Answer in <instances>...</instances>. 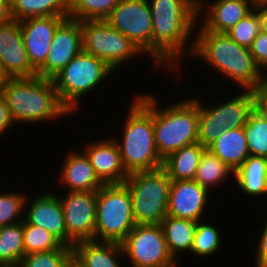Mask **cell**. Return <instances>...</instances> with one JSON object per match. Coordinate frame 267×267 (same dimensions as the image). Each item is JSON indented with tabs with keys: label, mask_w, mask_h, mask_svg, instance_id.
Returning a JSON list of instances; mask_svg holds the SVG:
<instances>
[{
	"label": "cell",
	"mask_w": 267,
	"mask_h": 267,
	"mask_svg": "<svg viewBox=\"0 0 267 267\" xmlns=\"http://www.w3.org/2000/svg\"><path fill=\"white\" fill-rule=\"evenodd\" d=\"M148 3L152 41L143 54L153 61L156 69L178 74L184 56H191L193 51L198 0H148Z\"/></svg>",
	"instance_id": "6da1fadb"
},
{
	"label": "cell",
	"mask_w": 267,
	"mask_h": 267,
	"mask_svg": "<svg viewBox=\"0 0 267 267\" xmlns=\"http://www.w3.org/2000/svg\"><path fill=\"white\" fill-rule=\"evenodd\" d=\"M127 111L124 126L120 128L121 136H117L120 138H113L124 170L129 175L163 167L154 137V94H136Z\"/></svg>",
	"instance_id": "7a4b0ae2"
},
{
	"label": "cell",
	"mask_w": 267,
	"mask_h": 267,
	"mask_svg": "<svg viewBox=\"0 0 267 267\" xmlns=\"http://www.w3.org/2000/svg\"><path fill=\"white\" fill-rule=\"evenodd\" d=\"M195 27L190 57L200 58L202 63L206 62L217 71L216 74L231 80L240 90L255 91L262 84V71L255 64L249 48L240 46L226 33L205 30L198 22Z\"/></svg>",
	"instance_id": "3957f363"
},
{
	"label": "cell",
	"mask_w": 267,
	"mask_h": 267,
	"mask_svg": "<svg viewBox=\"0 0 267 267\" xmlns=\"http://www.w3.org/2000/svg\"><path fill=\"white\" fill-rule=\"evenodd\" d=\"M15 124L34 125L57 122L72 116L61 104L52 79L34 77L9 78L1 92Z\"/></svg>",
	"instance_id": "277c9868"
},
{
	"label": "cell",
	"mask_w": 267,
	"mask_h": 267,
	"mask_svg": "<svg viewBox=\"0 0 267 267\" xmlns=\"http://www.w3.org/2000/svg\"><path fill=\"white\" fill-rule=\"evenodd\" d=\"M154 95V137L162 159L182 147L198 143V97L180 99L164 108Z\"/></svg>",
	"instance_id": "5b68a950"
},
{
	"label": "cell",
	"mask_w": 267,
	"mask_h": 267,
	"mask_svg": "<svg viewBox=\"0 0 267 267\" xmlns=\"http://www.w3.org/2000/svg\"><path fill=\"white\" fill-rule=\"evenodd\" d=\"M114 72L102 59L82 51L52 81L61 104L75 115L85 95L103 85Z\"/></svg>",
	"instance_id": "8992f818"
},
{
	"label": "cell",
	"mask_w": 267,
	"mask_h": 267,
	"mask_svg": "<svg viewBox=\"0 0 267 267\" xmlns=\"http://www.w3.org/2000/svg\"><path fill=\"white\" fill-rule=\"evenodd\" d=\"M171 183L163 167L128 175L124 184L130 192L136 225L160 224L167 216Z\"/></svg>",
	"instance_id": "52a82bcc"
},
{
	"label": "cell",
	"mask_w": 267,
	"mask_h": 267,
	"mask_svg": "<svg viewBox=\"0 0 267 267\" xmlns=\"http://www.w3.org/2000/svg\"><path fill=\"white\" fill-rule=\"evenodd\" d=\"M135 225L127 186L104 184L97 191L95 241L121 243Z\"/></svg>",
	"instance_id": "ba28073f"
},
{
	"label": "cell",
	"mask_w": 267,
	"mask_h": 267,
	"mask_svg": "<svg viewBox=\"0 0 267 267\" xmlns=\"http://www.w3.org/2000/svg\"><path fill=\"white\" fill-rule=\"evenodd\" d=\"M82 49L102 59L115 72L143 53L120 31L105 20L81 21Z\"/></svg>",
	"instance_id": "9c48e42d"
},
{
	"label": "cell",
	"mask_w": 267,
	"mask_h": 267,
	"mask_svg": "<svg viewBox=\"0 0 267 267\" xmlns=\"http://www.w3.org/2000/svg\"><path fill=\"white\" fill-rule=\"evenodd\" d=\"M121 245L131 266L179 267L169 253L160 224L135 225Z\"/></svg>",
	"instance_id": "30bf717a"
},
{
	"label": "cell",
	"mask_w": 267,
	"mask_h": 267,
	"mask_svg": "<svg viewBox=\"0 0 267 267\" xmlns=\"http://www.w3.org/2000/svg\"><path fill=\"white\" fill-rule=\"evenodd\" d=\"M129 38L143 53L152 41V15L148 0H120L104 19Z\"/></svg>",
	"instance_id": "8fae6325"
},
{
	"label": "cell",
	"mask_w": 267,
	"mask_h": 267,
	"mask_svg": "<svg viewBox=\"0 0 267 267\" xmlns=\"http://www.w3.org/2000/svg\"><path fill=\"white\" fill-rule=\"evenodd\" d=\"M59 199L68 234V247L95 240L97 191L65 192Z\"/></svg>",
	"instance_id": "7c38bea8"
},
{
	"label": "cell",
	"mask_w": 267,
	"mask_h": 267,
	"mask_svg": "<svg viewBox=\"0 0 267 267\" xmlns=\"http://www.w3.org/2000/svg\"><path fill=\"white\" fill-rule=\"evenodd\" d=\"M82 51L81 21L67 17L58 25L37 76L52 79Z\"/></svg>",
	"instance_id": "4fadbf2b"
},
{
	"label": "cell",
	"mask_w": 267,
	"mask_h": 267,
	"mask_svg": "<svg viewBox=\"0 0 267 267\" xmlns=\"http://www.w3.org/2000/svg\"><path fill=\"white\" fill-rule=\"evenodd\" d=\"M208 1V2H207ZM198 0V24L214 33H226L254 10L253 0ZM203 15V16H202ZM201 18V19H200Z\"/></svg>",
	"instance_id": "5bb4252c"
},
{
	"label": "cell",
	"mask_w": 267,
	"mask_h": 267,
	"mask_svg": "<svg viewBox=\"0 0 267 267\" xmlns=\"http://www.w3.org/2000/svg\"><path fill=\"white\" fill-rule=\"evenodd\" d=\"M56 194L58 193L44 191V193L35 196L33 200H30L29 195H27L24 206V220L29 224L41 226L49 231L62 245L68 246L64 213L60 199Z\"/></svg>",
	"instance_id": "9a60e30c"
},
{
	"label": "cell",
	"mask_w": 267,
	"mask_h": 267,
	"mask_svg": "<svg viewBox=\"0 0 267 267\" xmlns=\"http://www.w3.org/2000/svg\"><path fill=\"white\" fill-rule=\"evenodd\" d=\"M209 194L212 193L194 180L172 181L167 215L196 222L203 220L212 196Z\"/></svg>",
	"instance_id": "2e32d148"
},
{
	"label": "cell",
	"mask_w": 267,
	"mask_h": 267,
	"mask_svg": "<svg viewBox=\"0 0 267 267\" xmlns=\"http://www.w3.org/2000/svg\"><path fill=\"white\" fill-rule=\"evenodd\" d=\"M0 62L9 78L37 76L29 62L17 20L0 24Z\"/></svg>",
	"instance_id": "e0dca14e"
},
{
	"label": "cell",
	"mask_w": 267,
	"mask_h": 267,
	"mask_svg": "<svg viewBox=\"0 0 267 267\" xmlns=\"http://www.w3.org/2000/svg\"><path fill=\"white\" fill-rule=\"evenodd\" d=\"M65 18L40 16L19 21L29 62L36 71L45 63L54 33Z\"/></svg>",
	"instance_id": "ac0fdd59"
},
{
	"label": "cell",
	"mask_w": 267,
	"mask_h": 267,
	"mask_svg": "<svg viewBox=\"0 0 267 267\" xmlns=\"http://www.w3.org/2000/svg\"><path fill=\"white\" fill-rule=\"evenodd\" d=\"M111 137L90 141L83 152L103 184H121L126 181L128 174L122 165L119 147Z\"/></svg>",
	"instance_id": "d6986e66"
},
{
	"label": "cell",
	"mask_w": 267,
	"mask_h": 267,
	"mask_svg": "<svg viewBox=\"0 0 267 267\" xmlns=\"http://www.w3.org/2000/svg\"><path fill=\"white\" fill-rule=\"evenodd\" d=\"M71 150L63 157V166L58 171L60 187L67 188L66 192L98 191L104 184L95 174L89 158L83 150Z\"/></svg>",
	"instance_id": "ffe728a7"
},
{
	"label": "cell",
	"mask_w": 267,
	"mask_h": 267,
	"mask_svg": "<svg viewBox=\"0 0 267 267\" xmlns=\"http://www.w3.org/2000/svg\"><path fill=\"white\" fill-rule=\"evenodd\" d=\"M121 243L105 241H80L74 244L73 259L81 267H123Z\"/></svg>",
	"instance_id": "44dd1931"
},
{
	"label": "cell",
	"mask_w": 267,
	"mask_h": 267,
	"mask_svg": "<svg viewBox=\"0 0 267 267\" xmlns=\"http://www.w3.org/2000/svg\"><path fill=\"white\" fill-rule=\"evenodd\" d=\"M206 149L216 155L234 172L250 156L244 127L227 129Z\"/></svg>",
	"instance_id": "7402d4cb"
},
{
	"label": "cell",
	"mask_w": 267,
	"mask_h": 267,
	"mask_svg": "<svg viewBox=\"0 0 267 267\" xmlns=\"http://www.w3.org/2000/svg\"><path fill=\"white\" fill-rule=\"evenodd\" d=\"M233 182L241 194L263 198L267 195V158L249 156L234 172Z\"/></svg>",
	"instance_id": "603a6c76"
},
{
	"label": "cell",
	"mask_w": 267,
	"mask_h": 267,
	"mask_svg": "<svg viewBox=\"0 0 267 267\" xmlns=\"http://www.w3.org/2000/svg\"><path fill=\"white\" fill-rule=\"evenodd\" d=\"M198 222L167 215L160 223L170 255L178 263L181 253H191Z\"/></svg>",
	"instance_id": "cb8c5ba5"
},
{
	"label": "cell",
	"mask_w": 267,
	"mask_h": 267,
	"mask_svg": "<svg viewBox=\"0 0 267 267\" xmlns=\"http://www.w3.org/2000/svg\"><path fill=\"white\" fill-rule=\"evenodd\" d=\"M205 149L200 143L182 147L163 159V168L172 181L194 180Z\"/></svg>",
	"instance_id": "d4e9b609"
},
{
	"label": "cell",
	"mask_w": 267,
	"mask_h": 267,
	"mask_svg": "<svg viewBox=\"0 0 267 267\" xmlns=\"http://www.w3.org/2000/svg\"><path fill=\"white\" fill-rule=\"evenodd\" d=\"M14 20L30 17H69V0H10Z\"/></svg>",
	"instance_id": "484cf974"
},
{
	"label": "cell",
	"mask_w": 267,
	"mask_h": 267,
	"mask_svg": "<svg viewBox=\"0 0 267 267\" xmlns=\"http://www.w3.org/2000/svg\"><path fill=\"white\" fill-rule=\"evenodd\" d=\"M234 180V171L223 163L216 155L205 149L200 159L194 181L199 183L209 192L213 188L225 185L229 179ZM228 180V181H227Z\"/></svg>",
	"instance_id": "4316f807"
},
{
	"label": "cell",
	"mask_w": 267,
	"mask_h": 267,
	"mask_svg": "<svg viewBox=\"0 0 267 267\" xmlns=\"http://www.w3.org/2000/svg\"><path fill=\"white\" fill-rule=\"evenodd\" d=\"M213 104H208V107L202 103L200 96L198 98V143L205 148L227 130V122L222 118V106Z\"/></svg>",
	"instance_id": "83f0119b"
},
{
	"label": "cell",
	"mask_w": 267,
	"mask_h": 267,
	"mask_svg": "<svg viewBox=\"0 0 267 267\" xmlns=\"http://www.w3.org/2000/svg\"><path fill=\"white\" fill-rule=\"evenodd\" d=\"M235 93L237 95L232 97L231 94V99L225 98L224 102H218L222 106V118L224 122H227V129L244 127L253 111L254 91L241 90Z\"/></svg>",
	"instance_id": "f1b7e54d"
},
{
	"label": "cell",
	"mask_w": 267,
	"mask_h": 267,
	"mask_svg": "<svg viewBox=\"0 0 267 267\" xmlns=\"http://www.w3.org/2000/svg\"><path fill=\"white\" fill-rule=\"evenodd\" d=\"M24 256L23 221L0 227V265H19Z\"/></svg>",
	"instance_id": "f546056e"
},
{
	"label": "cell",
	"mask_w": 267,
	"mask_h": 267,
	"mask_svg": "<svg viewBox=\"0 0 267 267\" xmlns=\"http://www.w3.org/2000/svg\"><path fill=\"white\" fill-rule=\"evenodd\" d=\"M222 237L215 224H210L209 220H199L193 238L191 253L200 258L212 257L221 247Z\"/></svg>",
	"instance_id": "4dcf8cb0"
},
{
	"label": "cell",
	"mask_w": 267,
	"mask_h": 267,
	"mask_svg": "<svg viewBox=\"0 0 267 267\" xmlns=\"http://www.w3.org/2000/svg\"><path fill=\"white\" fill-rule=\"evenodd\" d=\"M120 0H69V17L83 20H104Z\"/></svg>",
	"instance_id": "1f68e13d"
},
{
	"label": "cell",
	"mask_w": 267,
	"mask_h": 267,
	"mask_svg": "<svg viewBox=\"0 0 267 267\" xmlns=\"http://www.w3.org/2000/svg\"><path fill=\"white\" fill-rule=\"evenodd\" d=\"M73 248L61 245L58 249L25 254L19 267H68Z\"/></svg>",
	"instance_id": "d6a6232c"
},
{
	"label": "cell",
	"mask_w": 267,
	"mask_h": 267,
	"mask_svg": "<svg viewBox=\"0 0 267 267\" xmlns=\"http://www.w3.org/2000/svg\"><path fill=\"white\" fill-rule=\"evenodd\" d=\"M23 241L25 254L58 249L62 244L41 226L23 221Z\"/></svg>",
	"instance_id": "836d02e7"
},
{
	"label": "cell",
	"mask_w": 267,
	"mask_h": 267,
	"mask_svg": "<svg viewBox=\"0 0 267 267\" xmlns=\"http://www.w3.org/2000/svg\"><path fill=\"white\" fill-rule=\"evenodd\" d=\"M250 156L267 158V123L253 110L244 126Z\"/></svg>",
	"instance_id": "e575fe53"
},
{
	"label": "cell",
	"mask_w": 267,
	"mask_h": 267,
	"mask_svg": "<svg viewBox=\"0 0 267 267\" xmlns=\"http://www.w3.org/2000/svg\"><path fill=\"white\" fill-rule=\"evenodd\" d=\"M26 197L24 191L0 193V227L24 221Z\"/></svg>",
	"instance_id": "d590c367"
},
{
	"label": "cell",
	"mask_w": 267,
	"mask_h": 267,
	"mask_svg": "<svg viewBox=\"0 0 267 267\" xmlns=\"http://www.w3.org/2000/svg\"><path fill=\"white\" fill-rule=\"evenodd\" d=\"M260 33V20L253 10L245 18L238 21L226 34L240 46L250 48L256 36Z\"/></svg>",
	"instance_id": "8d00e7d4"
},
{
	"label": "cell",
	"mask_w": 267,
	"mask_h": 267,
	"mask_svg": "<svg viewBox=\"0 0 267 267\" xmlns=\"http://www.w3.org/2000/svg\"><path fill=\"white\" fill-rule=\"evenodd\" d=\"M250 49L255 64L263 71L267 68V34L260 31Z\"/></svg>",
	"instance_id": "74e56055"
},
{
	"label": "cell",
	"mask_w": 267,
	"mask_h": 267,
	"mask_svg": "<svg viewBox=\"0 0 267 267\" xmlns=\"http://www.w3.org/2000/svg\"><path fill=\"white\" fill-rule=\"evenodd\" d=\"M262 228L259 230L261 234L259 235L260 237L258 236L259 239H257L258 242H256L257 245L255 247V267H267V220L263 223Z\"/></svg>",
	"instance_id": "f35d334b"
},
{
	"label": "cell",
	"mask_w": 267,
	"mask_h": 267,
	"mask_svg": "<svg viewBox=\"0 0 267 267\" xmlns=\"http://www.w3.org/2000/svg\"><path fill=\"white\" fill-rule=\"evenodd\" d=\"M5 98L0 94V137L15 125ZM7 131V132H6Z\"/></svg>",
	"instance_id": "ab89813d"
},
{
	"label": "cell",
	"mask_w": 267,
	"mask_h": 267,
	"mask_svg": "<svg viewBox=\"0 0 267 267\" xmlns=\"http://www.w3.org/2000/svg\"><path fill=\"white\" fill-rule=\"evenodd\" d=\"M253 110H267V86L263 83L254 91Z\"/></svg>",
	"instance_id": "60d3db41"
},
{
	"label": "cell",
	"mask_w": 267,
	"mask_h": 267,
	"mask_svg": "<svg viewBox=\"0 0 267 267\" xmlns=\"http://www.w3.org/2000/svg\"><path fill=\"white\" fill-rule=\"evenodd\" d=\"M254 10L260 20V31L267 34V2L255 3Z\"/></svg>",
	"instance_id": "b9f144b4"
},
{
	"label": "cell",
	"mask_w": 267,
	"mask_h": 267,
	"mask_svg": "<svg viewBox=\"0 0 267 267\" xmlns=\"http://www.w3.org/2000/svg\"><path fill=\"white\" fill-rule=\"evenodd\" d=\"M13 20L10 0H0V24Z\"/></svg>",
	"instance_id": "7bdbcfd3"
},
{
	"label": "cell",
	"mask_w": 267,
	"mask_h": 267,
	"mask_svg": "<svg viewBox=\"0 0 267 267\" xmlns=\"http://www.w3.org/2000/svg\"><path fill=\"white\" fill-rule=\"evenodd\" d=\"M8 79H9V76L4 72L1 62H0V94Z\"/></svg>",
	"instance_id": "ee69618b"
},
{
	"label": "cell",
	"mask_w": 267,
	"mask_h": 267,
	"mask_svg": "<svg viewBox=\"0 0 267 267\" xmlns=\"http://www.w3.org/2000/svg\"><path fill=\"white\" fill-rule=\"evenodd\" d=\"M267 123V110H254Z\"/></svg>",
	"instance_id": "f6af8a7d"
},
{
	"label": "cell",
	"mask_w": 267,
	"mask_h": 267,
	"mask_svg": "<svg viewBox=\"0 0 267 267\" xmlns=\"http://www.w3.org/2000/svg\"><path fill=\"white\" fill-rule=\"evenodd\" d=\"M262 83L267 86V68L262 71Z\"/></svg>",
	"instance_id": "bcb514c9"
},
{
	"label": "cell",
	"mask_w": 267,
	"mask_h": 267,
	"mask_svg": "<svg viewBox=\"0 0 267 267\" xmlns=\"http://www.w3.org/2000/svg\"><path fill=\"white\" fill-rule=\"evenodd\" d=\"M0 267H19V265H0Z\"/></svg>",
	"instance_id": "7dc6e473"
},
{
	"label": "cell",
	"mask_w": 267,
	"mask_h": 267,
	"mask_svg": "<svg viewBox=\"0 0 267 267\" xmlns=\"http://www.w3.org/2000/svg\"><path fill=\"white\" fill-rule=\"evenodd\" d=\"M73 267H81V266L73 259Z\"/></svg>",
	"instance_id": "c3c4849f"
},
{
	"label": "cell",
	"mask_w": 267,
	"mask_h": 267,
	"mask_svg": "<svg viewBox=\"0 0 267 267\" xmlns=\"http://www.w3.org/2000/svg\"><path fill=\"white\" fill-rule=\"evenodd\" d=\"M255 3H258V2H267V0H253Z\"/></svg>",
	"instance_id": "681fc988"
},
{
	"label": "cell",
	"mask_w": 267,
	"mask_h": 267,
	"mask_svg": "<svg viewBox=\"0 0 267 267\" xmlns=\"http://www.w3.org/2000/svg\"><path fill=\"white\" fill-rule=\"evenodd\" d=\"M68 267H73V259L70 261Z\"/></svg>",
	"instance_id": "f907efd6"
}]
</instances>
